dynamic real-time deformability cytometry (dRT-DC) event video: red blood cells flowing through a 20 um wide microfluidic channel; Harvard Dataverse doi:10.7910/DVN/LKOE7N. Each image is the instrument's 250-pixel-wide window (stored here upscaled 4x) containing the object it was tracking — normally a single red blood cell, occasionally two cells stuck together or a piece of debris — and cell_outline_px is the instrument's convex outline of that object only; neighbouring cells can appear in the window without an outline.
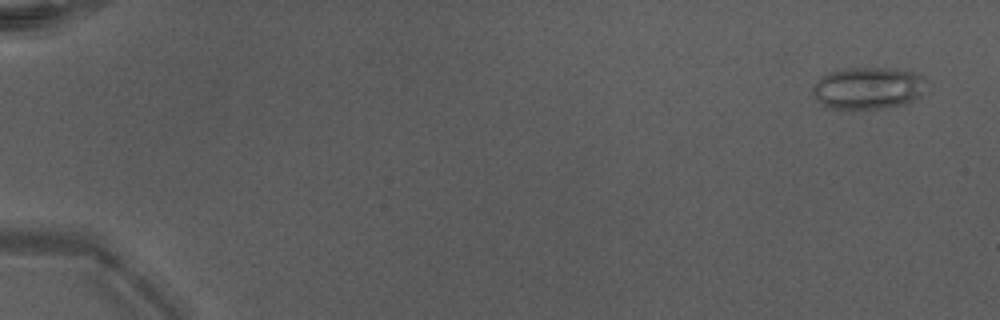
{"species": "Egyptian fruit bat (a non-hibernating species)", "species_latin": "Rousettus aegyptiacus", "temperature_condition": "warm", "stored_images_in_passage": 49, "camera_frame_rate_fps": 3000, "um_per_image_px": 0.085, "animal": {"sex": "male"}, "frame": {"image": 1, "passage_image": 2, "time_ms": 0.333, "image_size_px": [1000, 320], "cell_outline_px": [[928, 80], [920, 96], [916, 100], [904, 104], [880, 108], [828, 108], [816, 100], [812, 92], [812, 88], [816, 80], [828, 72], [844, 68], [896, 68], [920, 72]], "centroid_in_image_um": [73.82, 7.46], "position_along_channel_um": 11.2, "area_um2": 28.32}}
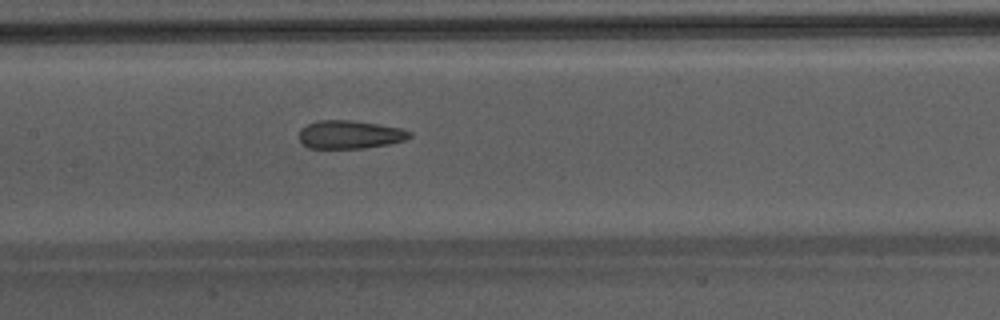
{"frame": {"image": 2, "passage_image": 26, "time_ms": 8.333, "image_size_px": [1000, 320], "cell_outline_px": [[412, 136], [404, 140], [388, 144], [364, 148], [308, 148], [300, 140], [300, 128], [316, 120], [352, 120], [400, 128], [412, 132]], "centroid_in_image_um": [29.73, 11.43], "position_along_channel_um": 177.7, "area_um2": 18.09}}
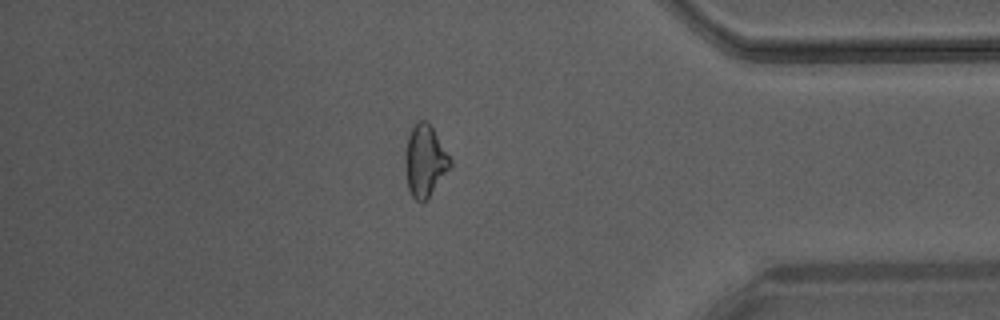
{"frame": {"image": 3, "passage_image": 43, "time_ms": 14.0, "image_size_px": [1000, 320], "cell_outline_px": [[452, 164], [428, 200], [424, 204], [420, 204], [412, 196], [408, 188], [404, 168], [404, 152], [408, 136], [412, 128], [420, 120], [428, 120], [452, 160]], "centroid_in_image_um": [36.1, 13.71], "position_along_channel_um": 399.1, "area_um2": 19.19}, "authors_computed_cell_mechanics": {"area_um2": 19.5942, "velocity_mm_per_s": 4.3192, "shape_relaxation_time_tau1_ms": null, "shape_relaxation_time_tau2_ms": 1.5392, "deformation_change_tau1": null, "deformation_change_tau2": 0.1043}}